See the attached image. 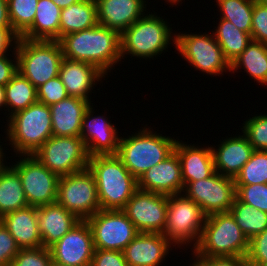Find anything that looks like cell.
Segmentation results:
<instances>
[{
    "mask_svg": "<svg viewBox=\"0 0 267 266\" xmlns=\"http://www.w3.org/2000/svg\"><path fill=\"white\" fill-rule=\"evenodd\" d=\"M20 247L16 240L9 233L7 228L0 223V266H11L14 256L18 253Z\"/></svg>",
    "mask_w": 267,
    "mask_h": 266,
    "instance_id": "obj_43",
    "label": "cell"
},
{
    "mask_svg": "<svg viewBox=\"0 0 267 266\" xmlns=\"http://www.w3.org/2000/svg\"><path fill=\"white\" fill-rule=\"evenodd\" d=\"M168 195L137 190L122 209L139 233H161L166 225Z\"/></svg>",
    "mask_w": 267,
    "mask_h": 266,
    "instance_id": "obj_15",
    "label": "cell"
},
{
    "mask_svg": "<svg viewBox=\"0 0 267 266\" xmlns=\"http://www.w3.org/2000/svg\"><path fill=\"white\" fill-rule=\"evenodd\" d=\"M13 57V58H11ZM17 72V54L0 56V85L5 86Z\"/></svg>",
    "mask_w": 267,
    "mask_h": 266,
    "instance_id": "obj_45",
    "label": "cell"
},
{
    "mask_svg": "<svg viewBox=\"0 0 267 266\" xmlns=\"http://www.w3.org/2000/svg\"><path fill=\"white\" fill-rule=\"evenodd\" d=\"M205 31L203 34L179 32L176 33L174 46L181 57L196 71H200L211 77L222 76L224 72L231 73V64L225 58L221 47L214 38L212 32ZM214 75V76H213Z\"/></svg>",
    "mask_w": 267,
    "mask_h": 266,
    "instance_id": "obj_9",
    "label": "cell"
},
{
    "mask_svg": "<svg viewBox=\"0 0 267 266\" xmlns=\"http://www.w3.org/2000/svg\"><path fill=\"white\" fill-rule=\"evenodd\" d=\"M93 104L89 106L84 114L80 132L87 154L89 157L117 154L120 134L105 113L94 115L95 107H93Z\"/></svg>",
    "mask_w": 267,
    "mask_h": 266,
    "instance_id": "obj_17",
    "label": "cell"
},
{
    "mask_svg": "<svg viewBox=\"0 0 267 266\" xmlns=\"http://www.w3.org/2000/svg\"><path fill=\"white\" fill-rule=\"evenodd\" d=\"M1 222L16 240L20 249L43 246L38 230L37 207H27L9 212L1 217Z\"/></svg>",
    "mask_w": 267,
    "mask_h": 266,
    "instance_id": "obj_26",
    "label": "cell"
},
{
    "mask_svg": "<svg viewBox=\"0 0 267 266\" xmlns=\"http://www.w3.org/2000/svg\"><path fill=\"white\" fill-rule=\"evenodd\" d=\"M204 146L188 144V141L177 138L174 151L180 160L184 185L209 178L216 172L211 145Z\"/></svg>",
    "mask_w": 267,
    "mask_h": 266,
    "instance_id": "obj_23",
    "label": "cell"
},
{
    "mask_svg": "<svg viewBox=\"0 0 267 266\" xmlns=\"http://www.w3.org/2000/svg\"><path fill=\"white\" fill-rule=\"evenodd\" d=\"M17 71L36 88L59 74L63 51L57 40H29L19 38Z\"/></svg>",
    "mask_w": 267,
    "mask_h": 266,
    "instance_id": "obj_8",
    "label": "cell"
},
{
    "mask_svg": "<svg viewBox=\"0 0 267 266\" xmlns=\"http://www.w3.org/2000/svg\"><path fill=\"white\" fill-rule=\"evenodd\" d=\"M3 110L5 111V113L3 112V114H6L7 106H6V99H5V86L0 85V111H3Z\"/></svg>",
    "mask_w": 267,
    "mask_h": 266,
    "instance_id": "obj_50",
    "label": "cell"
},
{
    "mask_svg": "<svg viewBox=\"0 0 267 266\" xmlns=\"http://www.w3.org/2000/svg\"><path fill=\"white\" fill-rule=\"evenodd\" d=\"M208 266H248L246 257L221 256V257H198Z\"/></svg>",
    "mask_w": 267,
    "mask_h": 266,
    "instance_id": "obj_47",
    "label": "cell"
},
{
    "mask_svg": "<svg viewBox=\"0 0 267 266\" xmlns=\"http://www.w3.org/2000/svg\"><path fill=\"white\" fill-rule=\"evenodd\" d=\"M5 99L9 118L38 101L37 88L17 71L5 85Z\"/></svg>",
    "mask_w": 267,
    "mask_h": 266,
    "instance_id": "obj_32",
    "label": "cell"
},
{
    "mask_svg": "<svg viewBox=\"0 0 267 266\" xmlns=\"http://www.w3.org/2000/svg\"><path fill=\"white\" fill-rule=\"evenodd\" d=\"M220 17L233 23L238 29L251 34L252 15L256 0H215ZM220 8V9H219Z\"/></svg>",
    "mask_w": 267,
    "mask_h": 266,
    "instance_id": "obj_34",
    "label": "cell"
},
{
    "mask_svg": "<svg viewBox=\"0 0 267 266\" xmlns=\"http://www.w3.org/2000/svg\"><path fill=\"white\" fill-rule=\"evenodd\" d=\"M68 96L66 88L61 82L59 76L48 80L46 83L37 88L38 101L47 106L62 101Z\"/></svg>",
    "mask_w": 267,
    "mask_h": 266,
    "instance_id": "obj_40",
    "label": "cell"
},
{
    "mask_svg": "<svg viewBox=\"0 0 267 266\" xmlns=\"http://www.w3.org/2000/svg\"><path fill=\"white\" fill-rule=\"evenodd\" d=\"M6 119L5 146L14 156L33 155L53 135L50 107L39 101Z\"/></svg>",
    "mask_w": 267,
    "mask_h": 266,
    "instance_id": "obj_5",
    "label": "cell"
},
{
    "mask_svg": "<svg viewBox=\"0 0 267 266\" xmlns=\"http://www.w3.org/2000/svg\"><path fill=\"white\" fill-rule=\"evenodd\" d=\"M37 221L43 246L50 248L74 228L80 219L56 202L38 207Z\"/></svg>",
    "mask_w": 267,
    "mask_h": 266,
    "instance_id": "obj_24",
    "label": "cell"
},
{
    "mask_svg": "<svg viewBox=\"0 0 267 266\" xmlns=\"http://www.w3.org/2000/svg\"><path fill=\"white\" fill-rule=\"evenodd\" d=\"M0 28H12L9 19L7 0H0Z\"/></svg>",
    "mask_w": 267,
    "mask_h": 266,
    "instance_id": "obj_48",
    "label": "cell"
},
{
    "mask_svg": "<svg viewBox=\"0 0 267 266\" xmlns=\"http://www.w3.org/2000/svg\"><path fill=\"white\" fill-rule=\"evenodd\" d=\"M150 11L120 34L122 59L130 55V58L154 60L167 52L171 44H176V31L173 32L172 24L155 11L150 14Z\"/></svg>",
    "mask_w": 267,
    "mask_h": 266,
    "instance_id": "obj_2",
    "label": "cell"
},
{
    "mask_svg": "<svg viewBox=\"0 0 267 266\" xmlns=\"http://www.w3.org/2000/svg\"><path fill=\"white\" fill-rule=\"evenodd\" d=\"M38 0H7L12 29L21 36L33 23Z\"/></svg>",
    "mask_w": 267,
    "mask_h": 266,
    "instance_id": "obj_36",
    "label": "cell"
},
{
    "mask_svg": "<svg viewBox=\"0 0 267 266\" xmlns=\"http://www.w3.org/2000/svg\"><path fill=\"white\" fill-rule=\"evenodd\" d=\"M220 144L211 145L215 171L223 176L235 178L242 167L249 161L255 149L242 133L222 138ZM216 147V148H215Z\"/></svg>",
    "mask_w": 267,
    "mask_h": 266,
    "instance_id": "obj_21",
    "label": "cell"
},
{
    "mask_svg": "<svg viewBox=\"0 0 267 266\" xmlns=\"http://www.w3.org/2000/svg\"><path fill=\"white\" fill-rule=\"evenodd\" d=\"M219 19L212 34L222 49L225 58L231 64L252 41L251 34L238 29L226 19Z\"/></svg>",
    "mask_w": 267,
    "mask_h": 266,
    "instance_id": "obj_31",
    "label": "cell"
},
{
    "mask_svg": "<svg viewBox=\"0 0 267 266\" xmlns=\"http://www.w3.org/2000/svg\"><path fill=\"white\" fill-rule=\"evenodd\" d=\"M143 126L139 131L130 134L131 136H120L116 154L137 180L147 170L170 156L177 142L174 137L157 133L148 124Z\"/></svg>",
    "mask_w": 267,
    "mask_h": 266,
    "instance_id": "obj_4",
    "label": "cell"
},
{
    "mask_svg": "<svg viewBox=\"0 0 267 266\" xmlns=\"http://www.w3.org/2000/svg\"><path fill=\"white\" fill-rule=\"evenodd\" d=\"M33 156L59 177L87 168L89 160L80 136L52 135Z\"/></svg>",
    "mask_w": 267,
    "mask_h": 266,
    "instance_id": "obj_11",
    "label": "cell"
},
{
    "mask_svg": "<svg viewBox=\"0 0 267 266\" xmlns=\"http://www.w3.org/2000/svg\"><path fill=\"white\" fill-rule=\"evenodd\" d=\"M249 240L229 212L206 217L197 246L192 250L196 257H246Z\"/></svg>",
    "mask_w": 267,
    "mask_h": 266,
    "instance_id": "obj_6",
    "label": "cell"
},
{
    "mask_svg": "<svg viewBox=\"0 0 267 266\" xmlns=\"http://www.w3.org/2000/svg\"><path fill=\"white\" fill-rule=\"evenodd\" d=\"M8 162L17 171L28 205L41 207L56 203L59 176L48 170L33 155H17ZM17 160V161H16Z\"/></svg>",
    "mask_w": 267,
    "mask_h": 266,
    "instance_id": "obj_12",
    "label": "cell"
},
{
    "mask_svg": "<svg viewBox=\"0 0 267 266\" xmlns=\"http://www.w3.org/2000/svg\"><path fill=\"white\" fill-rule=\"evenodd\" d=\"M0 143H3V144H0V168H1L7 161H6V154L4 153L5 149L2 146L5 144H4V142H1V139H0Z\"/></svg>",
    "mask_w": 267,
    "mask_h": 266,
    "instance_id": "obj_52",
    "label": "cell"
},
{
    "mask_svg": "<svg viewBox=\"0 0 267 266\" xmlns=\"http://www.w3.org/2000/svg\"><path fill=\"white\" fill-rule=\"evenodd\" d=\"M146 0H96L97 22L121 34L144 16Z\"/></svg>",
    "mask_w": 267,
    "mask_h": 266,
    "instance_id": "obj_22",
    "label": "cell"
},
{
    "mask_svg": "<svg viewBox=\"0 0 267 266\" xmlns=\"http://www.w3.org/2000/svg\"><path fill=\"white\" fill-rule=\"evenodd\" d=\"M240 69L267 89V44L252 40L247 48L231 63V74Z\"/></svg>",
    "mask_w": 267,
    "mask_h": 266,
    "instance_id": "obj_28",
    "label": "cell"
},
{
    "mask_svg": "<svg viewBox=\"0 0 267 266\" xmlns=\"http://www.w3.org/2000/svg\"><path fill=\"white\" fill-rule=\"evenodd\" d=\"M28 206L17 171L6 162L0 168V217Z\"/></svg>",
    "mask_w": 267,
    "mask_h": 266,
    "instance_id": "obj_30",
    "label": "cell"
},
{
    "mask_svg": "<svg viewBox=\"0 0 267 266\" xmlns=\"http://www.w3.org/2000/svg\"><path fill=\"white\" fill-rule=\"evenodd\" d=\"M97 24L96 0H81L61 10L59 40L67 34L79 32Z\"/></svg>",
    "mask_w": 267,
    "mask_h": 266,
    "instance_id": "obj_29",
    "label": "cell"
},
{
    "mask_svg": "<svg viewBox=\"0 0 267 266\" xmlns=\"http://www.w3.org/2000/svg\"><path fill=\"white\" fill-rule=\"evenodd\" d=\"M91 104L85 99L68 96L50 105L52 134L54 136H80L82 119Z\"/></svg>",
    "mask_w": 267,
    "mask_h": 266,
    "instance_id": "obj_25",
    "label": "cell"
},
{
    "mask_svg": "<svg viewBox=\"0 0 267 266\" xmlns=\"http://www.w3.org/2000/svg\"><path fill=\"white\" fill-rule=\"evenodd\" d=\"M106 74L93 64L63 58L59 70V78L64 84L67 94L91 101L92 92L97 83L102 84V79L106 80ZM95 86V87H94ZM90 93V94H89Z\"/></svg>",
    "mask_w": 267,
    "mask_h": 266,
    "instance_id": "obj_18",
    "label": "cell"
},
{
    "mask_svg": "<svg viewBox=\"0 0 267 266\" xmlns=\"http://www.w3.org/2000/svg\"><path fill=\"white\" fill-rule=\"evenodd\" d=\"M88 169L97 184L101 210H122L138 190V180L116 154L89 157Z\"/></svg>",
    "mask_w": 267,
    "mask_h": 266,
    "instance_id": "obj_3",
    "label": "cell"
},
{
    "mask_svg": "<svg viewBox=\"0 0 267 266\" xmlns=\"http://www.w3.org/2000/svg\"><path fill=\"white\" fill-rule=\"evenodd\" d=\"M49 249L52 260L58 264L90 266L95 248L89 223L86 220H80Z\"/></svg>",
    "mask_w": 267,
    "mask_h": 266,
    "instance_id": "obj_16",
    "label": "cell"
},
{
    "mask_svg": "<svg viewBox=\"0 0 267 266\" xmlns=\"http://www.w3.org/2000/svg\"><path fill=\"white\" fill-rule=\"evenodd\" d=\"M183 193L209 216L229 212L236 198V184L233 178L215 172L209 178L186 183Z\"/></svg>",
    "mask_w": 267,
    "mask_h": 266,
    "instance_id": "obj_14",
    "label": "cell"
},
{
    "mask_svg": "<svg viewBox=\"0 0 267 266\" xmlns=\"http://www.w3.org/2000/svg\"><path fill=\"white\" fill-rule=\"evenodd\" d=\"M61 9L67 8L72 4L78 3L81 0H52Z\"/></svg>",
    "mask_w": 267,
    "mask_h": 266,
    "instance_id": "obj_49",
    "label": "cell"
},
{
    "mask_svg": "<svg viewBox=\"0 0 267 266\" xmlns=\"http://www.w3.org/2000/svg\"><path fill=\"white\" fill-rule=\"evenodd\" d=\"M56 202L80 220H87L101 210L97 184L88 167L59 177Z\"/></svg>",
    "mask_w": 267,
    "mask_h": 266,
    "instance_id": "obj_10",
    "label": "cell"
},
{
    "mask_svg": "<svg viewBox=\"0 0 267 266\" xmlns=\"http://www.w3.org/2000/svg\"><path fill=\"white\" fill-rule=\"evenodd\" d=\"M86 221L92 230L95 249L123 251L139 234L123 210H100Z\"/></svg>",
    "mask_w": 267,
    "mask_h": 266,
    "instance_id": "obj_13",
    "label": "cell"
},
{
    "mask_svg": "<svg viewBox=\"0 0 267 266\" xmlns=\"http://www.w3.org/2000/svg\"><path fill=\"white\" fill-rule=\"evenodd\" d=\"M251 38L254 41L267 44V5L257 0L253 7Z\"/></svg>",
    "mask_w": 267,
    "mask_h": 266,
    "instance_id": "obj_42",
    "label": "cell"
},
{
    "mask_svg": "<svg viewBox=\"0 0 267 266\" xmlns=\"http://www.w3.org/2000/svg\"><path fill=\"white\" fill-rule=\"evenodd\" d=\"M242 123V133L255 150L267 151V114H253Z\"/></svg>",
    "mask_w": 267,
    "mask_h": 266,
    "instance_id": "obj_37",
    "label": "cell"
},
{
    "mask_svg": "<svg viewBox=\"0 0 267 266\" xmlns=\"http://www.w3.org/2000/svg\"><path fill=\"white\" fill-rule=\"evenodd\" d=\"M61 10L52 0H38L34 21L20 38L59 41Z\"/></svg>",
    "mask_w": 267,
    "mask_h": 266,
    "instance_id": "obj_27",
    "label": "cell"
},
{
    "mask_svg": "<svg viewBox=\"0 0 267 266\" xmlns=\"http://www.w3.org/2000/svg\"><path fill=\"white\" fill-rule=\"evenodd\" d=\"M234 181L236 185L267 184V151L255 150Z\"/></svg>",
    "mask_w": 267,
    "mask_h": 266,
    "instance_id": "obj_35",
    "label": "cell"
},
{
    "mask_svg": "<svg viewBox=\"0 0 267 266\" xmlns=\"http://www.w3.org/2000/svg\"><path fill=\"white\" fill-rule=\"evenodd\" d=\"M19 38L12 28H0V56L16 52Z\"/></svg>",
    "mask_w": 267,
    "mask_h": 266,
    "instance_id": "obj_46",
    "label": "cell"
},
{
    "mask_svg": "<svg viewBox=\"0 0 267 266\" xmlns=\"http://www.w3.org/2000/svg\"><path fill=\"white\" fill-rule=\"evenodd\" d=\"M236 198L267 212V184L236 185Z\"/></svg>",
    "mask_w": 267,
    "mask_h": 266,
    "instance_id": "obj_38",
    "label": "cell"
},
{
    "mask_svg": "<svg viewBox=\"0 0 267 266\" xmlns=\"http://www.w3.org/2000/svg\"><path fill=\"white\" fill-rule=\"evenodd\" d=\"M248 266H267V228L249 240Z\"/></svg>",
    "mask_w": 267,
    "mask_h": 266,
    "instance_id": "obj_41",
    "label": "cell"
},
{
    "mask_svg": "<svg viewBox=\"0 0 267 266\" xmlns=\"http://www.w3.org/2000/svg\"><path fill=\"white\" fill-rule=\"evenodd\" d=\"M52 255L49 248L20 249L14 256L11 266H50Z\"/></svg>",
    "mask_w": 267,
    "mask_h": 266,
    "instance_id": "obj_39",
    "label": "cell"
},
{
    "mask_svg": "<svg viewBox=\"0 0 267 266\" xmlns=\"http://www.w3.org/2000/svg\"><path fill=\"white\" fill-rule=\"evenodd\" d=\"M258 2L267 5V0H257Z\"/></svg>",
    "mask_w": 267,
    "mask_h": 266,
    "instance_id": "obj_55",
    "label": "cell"
},
{
    "mask_svg": "<svg viewBox=\"0 0 267 266\" xmlns=\"http://www.w3.org/2000/svg\"><path fill=\"white\" fill-rule=\"evenodd\" d=\"M206 217L201 207L183 192L168 195L167 218L163 235L175 247V250L178 247L184 250L191 246L192 252L200 240Z\"/></svg>",
    "mask_w": 267,
    "mask_h": 266,
    "instance_id": "obj_7",
    "label": "cell"
},
{
    "mask_svg": "<svg viewBox=\"0 0 267 266\" xmlns=\"http://www.w3.org/2000/svg\"><path fill=\"white\" fill-rule=\"evenodd\" d=\"M59 42L63 57L93 64L107 76L122 61L120 34L99 24L67 34Z\"/></svg>",
    "mask_w": 267,
    "mask_h": 266,
    "instance_id": "obj_1",
    "label": "cell"
},
{
    "mask_svg": "<svg viewBox=\"0 0 267 266\" xmlns=\"http://www.w3.org/2000/svg\"><path fill=\"white\" fill-rule=\"evenodd\" d=\"M50 266H66V265L58 264V263H56V262H54V261L52 260Z\"/></svg>",
    "mask_w": 267,
    "mask_h": 266,
    "instance_id": "obj_54",
    "label": "cell"
},
{
    "mask_svg": "<svg viewBox=\"0 0 267 266\" xmlns=\"http://www.w3.org/2000/svg\"><path fill=\"white\" fill-rule=\"evenodd\" d=\"M172 246L161 233H139L125 247L123 254L129 266H160L175 248Z\"/></svg>",
    "mask_w": 267,
    "mask_h": 266,
    "instance_id": "obj_20",
    "label": "cell"
},
{
    "mask_svg": "<svg viewBox=\"0 0 267 266\" xmlns=\"http://www.w3.org/2000/svg\"><path fill=\"white\" fill-rule=\"evenodd\" d=\"M229 213L248 240L267 228V212L258 210L237 198H235Z\"/></svg>",
    "mask_w": 267,
    "mask_h": 266,
    "instance_id": "obj_33",
    "label": "cell"
},
{
    "mask_svg": "<svg viewBox=\"0 0 267 266\" xmlns=\"http://www.w3.org/2000/svg\"><path fill=\"white\" fill-rule=\"evenodd\" d=\"M138 189L164 195L183 192L181 164L174 151L165 160L147 170L138 179Z\"/></svg>",
    "mask_w": 267,
    "mask_h": 266,
    "instance_id": "obj_19",
    "label": "cell"
},
{
    "mask_svg": "<svg viewBox=\"0 0 267 266\" xmlns=\"http://www.w3.org/2000/svg\"><path fill=\"white\" fill-rule=\"evenodd\" d=\"M182 1L183 0H165V3L167 2V4L170 3L168 5H172V7L175 5L177 7V5L179 6V3H181Z\"/></svg>",
    "mask_w": 267,
    "mask_h": 266,
    "instance_id": "obj_53",
    "label": "cell"
},
{
    "mask_svg": "<svg viewBox=\"0 0 267 266\" xmlns=\"http://www.w3.org/2000/svg\"><path fill=\"white\" fill-rule=\"evenodd\" d=\"M192 256L191 260H194L193 262L190 263L189 266H208L202 259L196 257L195 255H193L192 253L190 254Z\"/></svg>",
    "mask_w": 267,
    "mask_h": 266,
    "instance_id": "obj_51",
    "label": "cell"
},
{
    "mask_svg": "<svg viewBox=\"0 0 267 266\" xmlns=\"http://www.w3.org/2000/svg\"><path fill=\"white\" fill-rule=\"evenodd\" d=\"M90 266H129L123 251L95 249Z\"/></svg>",
    "mask_w": 267,
    "mask_h": 266,
    "instance_id": "obj_44",
    "label": "cell"
}]
</instances>
